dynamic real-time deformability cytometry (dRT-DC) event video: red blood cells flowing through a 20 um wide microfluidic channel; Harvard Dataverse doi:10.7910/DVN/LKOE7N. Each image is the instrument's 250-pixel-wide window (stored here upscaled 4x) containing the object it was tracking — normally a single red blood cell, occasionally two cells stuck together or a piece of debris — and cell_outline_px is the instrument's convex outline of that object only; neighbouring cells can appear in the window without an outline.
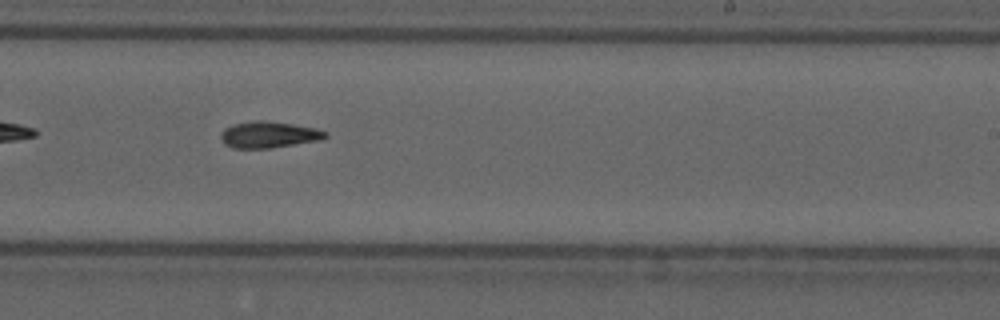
{"species": "common noctule bat (a hibernating species)", "species_latin": "Nyctalus noctula", "temperature_condition": "cold", "stored_images_in_passage": 8, "camera_frame_rate_fps": 3000, "um_per_image_px": 0.085, "animal": {"sex": "male", "forearm_length_mm": 52.5}, "frame": {"image": 1, "passage_image": 8, "time_ms": 2.333, "image_size_px": [1000, 320], "cell_outline_px": [[328, 136], [320, 140], [272, 148], [232, 148], [224, 144], [220, 136], [224, 128], [232, 124], [252, 120], [264, 120], [292, 124], [316, 128], [328, 132]], "centroid_in_image_um": [22.84, 11.44], "position_along_channel_um": 266.2, "area_um2": 16.24}}